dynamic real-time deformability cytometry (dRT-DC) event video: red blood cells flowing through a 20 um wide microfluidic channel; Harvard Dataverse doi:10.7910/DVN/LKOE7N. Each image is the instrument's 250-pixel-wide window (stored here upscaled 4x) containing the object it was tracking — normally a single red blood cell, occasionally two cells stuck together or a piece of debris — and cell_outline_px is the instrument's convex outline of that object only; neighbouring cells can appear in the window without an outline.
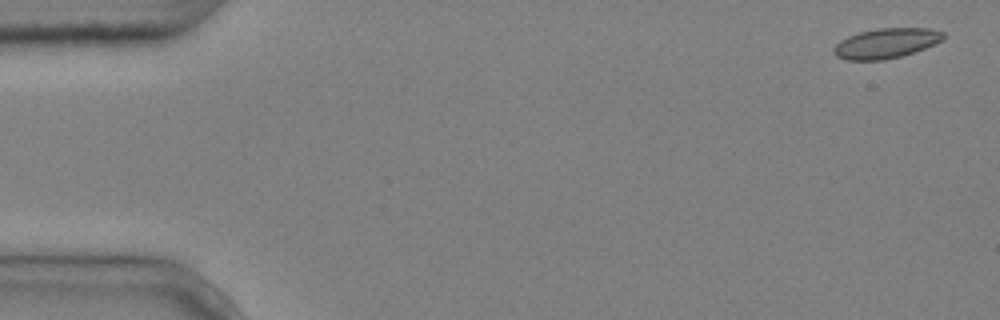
{"species": "common noctule bat (a hibernating species)", "species_latin": "Nyctalus noctula", "temperature_condition": "cold", "stored_images_in_passage": 5, "camera_frame_rate_fps": 3000, "um_per_image_px": 0.085, "animal": {"sex": "male", "body_mass_g": 20.4}, "frame": {"image": 1, "passage_image": 1, "time_ms": 0.0, "image_size_px": [1000, 320], "cell_outline_px": [[944, 40], [924, 48], [900, 56], [884, 60], [848, 60], [836, 56], [836, 44], [840, 40], [848, 36], [860, 32], [876, 28], [932, 28], [944, 32]], "centroid_in_image_um": [75.36, 3.66], "position_along_channel_um": 9.6, "area_um2": 18.96}}